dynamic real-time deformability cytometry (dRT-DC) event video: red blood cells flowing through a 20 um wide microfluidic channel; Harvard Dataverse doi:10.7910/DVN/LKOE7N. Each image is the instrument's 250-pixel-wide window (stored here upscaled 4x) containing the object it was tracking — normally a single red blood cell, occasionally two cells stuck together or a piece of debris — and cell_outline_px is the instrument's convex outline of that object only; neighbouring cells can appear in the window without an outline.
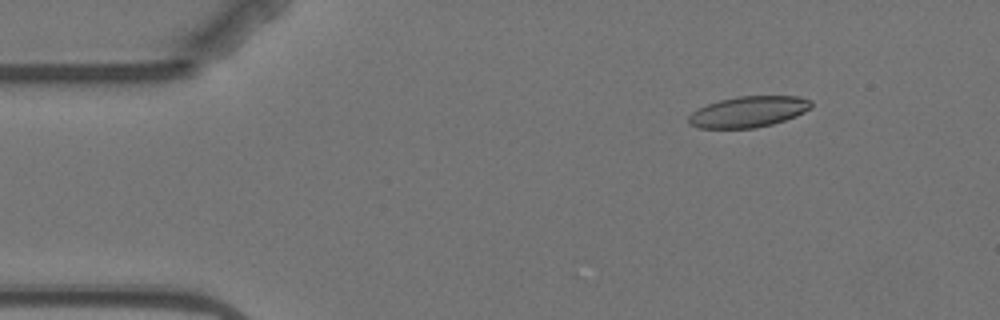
{"species": "Egyptian fruit bat (a non-hibernating species)", "species_latin": "Rousettus aegyptiacus", "temperature_condition": "warm", "stored_images_in_passage": 4, "camera_frame_rate_fps": 3000, "um_per_image_px": 0.085, "animal": {"sex": "female"}, "frame": {"image": 1, "passage_image": 2, "time_ms": 1.0, "image_size_px": [1000, 320], "cell_outline_px": [[812, 108], [796, 116], [772, 124], [756, 128], [696, 128], [688, 124], [688, 116], [692, 112], [708, 104], [720, 100], [740, 96], [800, 96], [812, 100]], "centroid_in_image_um": [63.63, 9.5], "position_along_channel_um": 21.4, "area_um2": 22.2}}